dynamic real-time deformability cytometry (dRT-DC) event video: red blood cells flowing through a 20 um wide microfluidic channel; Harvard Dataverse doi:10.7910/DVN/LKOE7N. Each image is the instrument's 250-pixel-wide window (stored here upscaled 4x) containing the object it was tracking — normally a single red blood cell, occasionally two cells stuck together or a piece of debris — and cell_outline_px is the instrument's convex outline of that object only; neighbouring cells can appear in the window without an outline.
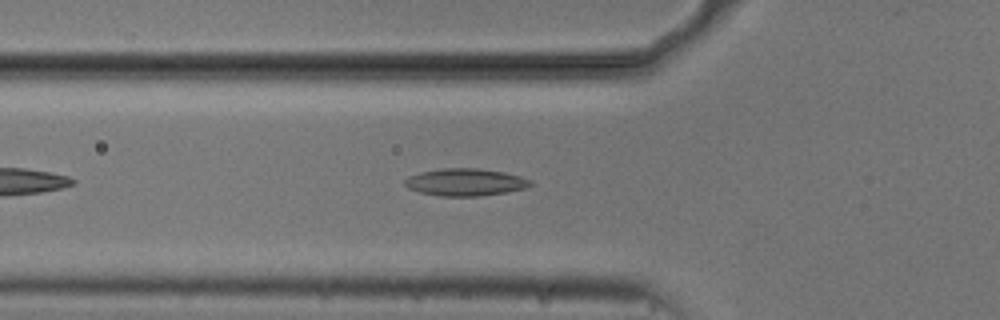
{"species": "common noctule bat (a hibernating species)", "species_latin": "Nyctalus noctula", "temperature_condition": "cold", "stored_images_in_passage": 43, "camera_frame_rate_fps": 3000, "um_per_image_px": 0.085, "animal": {"sex": "male", "body_mass_g": 20.5, "forearm_length_mm": 52.5}, "frame": {"image": 1, "passage_image": 8, "time_ms": 2.333, "image_size_px": [1000, 320], "cell_outline_px": [[532, 184], [528, 188], [508, 192], [480, 196], [440, 196], [420, 192], [408, 188], [404, 184], [404, 180], [408, 176], [420, 172], [440, 168], [480, 168], [504, 172], [520, 176], [532, 180]], "centroid_in_image_um": [39.57, 15.48], "position_along_channel_um": 86.2, "area_um2": 20.23}}
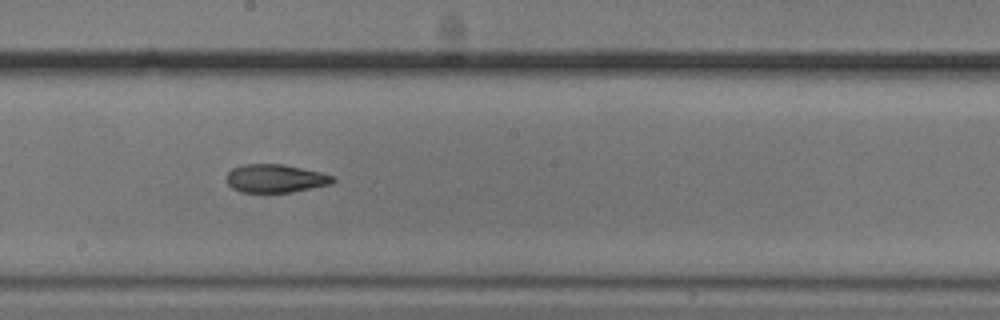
{"frame": {"image": 2, "passage_image": 19, "time_ms": 6.0, "image_size_px": [1000, 320], "cell_outline_px": [[336, 180], [332, 184], [292, 192], [240, 192], [232, 188], [228, 184], [228, 172], [232, 168], [244, 164], [280, 164], [320, 172], [336, 176]], "centroid_in_image_um": [23.44, 15.17], "position_along_channel_um": 224.8, "area_um2": 17.46}}
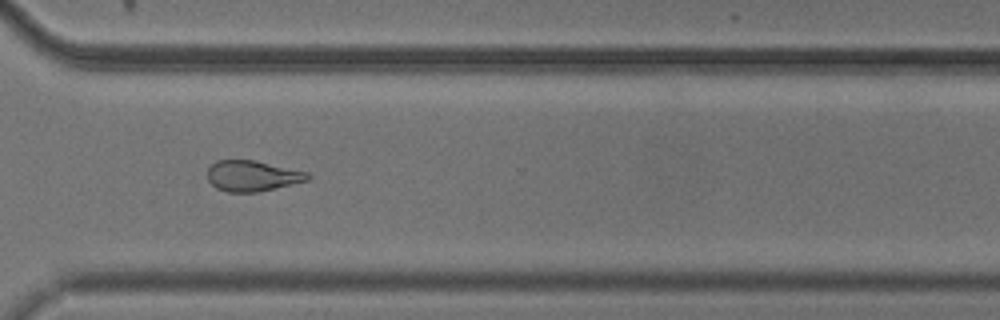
{"frame": {"image": 3, "passage_image": 29, "time_ms": 9.333, "image_size_px": [1000, 320], "cell_outline_px": [[312, 176], [308, 180], [292, 184], [256, 192], [228, 192], [216, 188], [208, 180], [208, 168], [216, 160], [252, 160], [308, 172]], "centroid_in_image_um": [21.44, 14.95], "position_along_channel_um": 349.2, "area_um2": 17.74}, "authors_computed_cell_mechanics": {"area_um2": 19.1318, "velocity_mm_per_s": 3.7481, "shape_relaxation_time_tau1_ms": null, "shape_relaxation_time_tau2_ms": 7.7113, "deformation_change_tau1": null, "deformation_change_tau2": 0.1744}}